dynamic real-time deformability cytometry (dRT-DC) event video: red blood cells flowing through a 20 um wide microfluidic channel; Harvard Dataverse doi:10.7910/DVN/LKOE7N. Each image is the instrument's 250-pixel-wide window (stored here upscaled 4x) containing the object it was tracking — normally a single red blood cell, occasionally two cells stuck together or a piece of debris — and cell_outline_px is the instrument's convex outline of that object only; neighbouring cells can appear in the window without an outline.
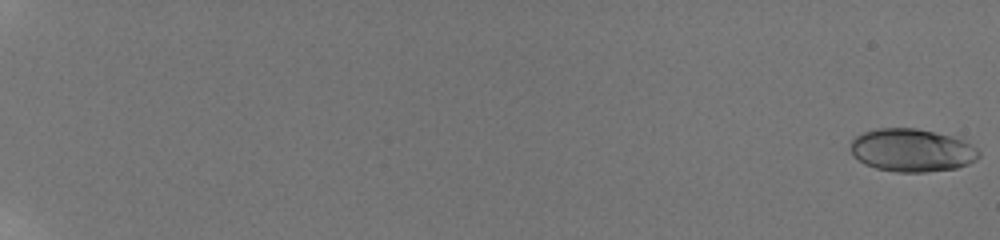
{"species": "human", "species_latin": "Homo sapiens", "temperature_condition": "room temperature", "stored_images_in_passage": 60, "camera_frame_rate_fps": 3000, "um_per_image_px": 0.085, "donor": {"sex": "male"}, "frame": {"image": 1, "passage_image": 1, "time_ms": 0.0, "image_size_px": [1000, 240], "cell_outline_px": [[980, 156], [976, 160], [968, 164], [956, 168], [924, 172], [896, 172], [876, 168], [864, 164], [852, 156], [852, 140], [856, 136], [864, 132], [876, 128], [916, 128], [948, 136], [960, 140], [976, 148], [980, 152]], "centroid_in_image_um": [77.47, 12.78], "position_along_channel_um": 7.5, "area_um2": 31.79}}
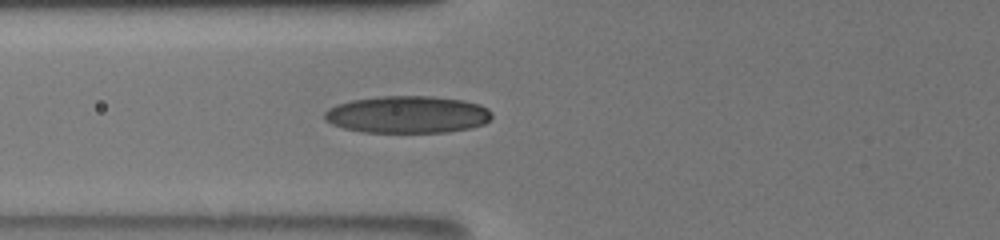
{"frame": {"image": 2, "passage_image": 28, "time_ms": 9.0, "image_size_px": [1000, 240], "cell_outline_px": [[492, 116], [484, 124], [472, 128], [444, 132], [364, 132], [344, 128], [332, 124], [324, 120], [324, 112], [328, 108], [336, 104], [352, 100], [380, 96], [432, 96], [464, 100], [480, 104], [488, 108], [492, 112]], "centroid_in_image_um": [34.64, 9.73], "position_along_channel_um": 91.2, "area_um2": 36.47}}
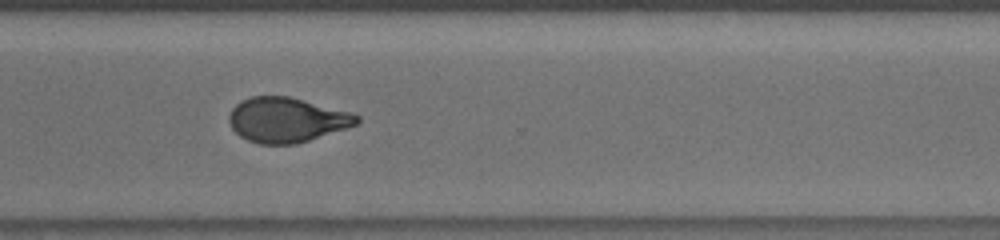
{"frame": {"image": 3, "passage_image": 48, "time_ms": 15.667, "image_size_px": [1000, 240], "cell_outline_px": [[360, 120], [356, 124], [348, 128], [296, 144], [260, 144], [248, 140], [240, 136], [232, 128], [228, 120], [228, 116], [232, 108], [240, 100], [252, 96], [288, 96], [352, 112], [360, 116]], "centroid_in_image_um": [24.37, 10.18], "position_along_channel_um": 346.2, "area_um2": 33.47}, "authors_computed_cell_mechanics": {"area_um2": 32.8304, "velocity_mm_per_s": 3.8309, "shape_relaxation_time_tau1_ms": 4.9889, "shape_relaxation_time_tau2_ms": 1.3448, "deformation_change_tau1": 0.1749, "deformation_change_tau2": 0.0789}}